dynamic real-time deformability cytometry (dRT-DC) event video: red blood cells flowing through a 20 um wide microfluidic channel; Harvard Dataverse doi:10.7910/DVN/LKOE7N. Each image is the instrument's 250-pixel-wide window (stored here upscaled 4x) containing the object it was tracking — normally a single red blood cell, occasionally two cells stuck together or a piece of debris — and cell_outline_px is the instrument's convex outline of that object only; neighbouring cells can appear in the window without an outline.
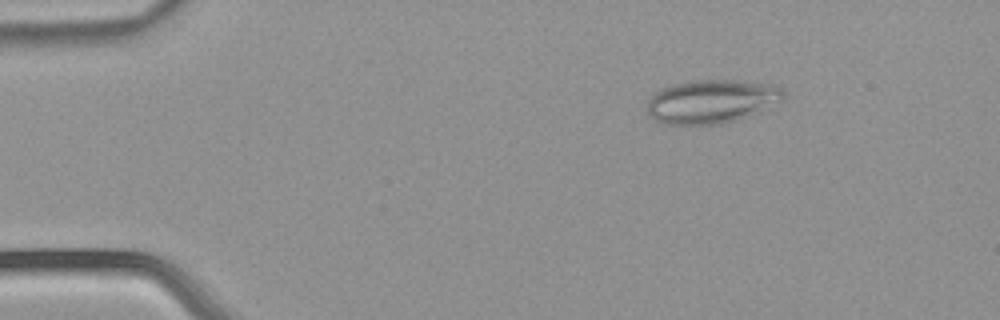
{"species": "common noctule bat (a hibernating species)", "species_latin": "Nyctalus noctula", "temperature_condition": "warm", "stored_images_in_passage": 3, "camera_frame_rate_fps": 3000, "um_per_image_px": 0.085, "animal": {"sex": "male", "body_mass_g": 21.5, "forearm_length_mm": 52.0}, "frame": {"image": 1, "passage_image": 1, "time_ms": 0.0, "image_size_px": [1000, 320], "cell_outline_px": [[784, 100], [760, 112], [720, 124], [664, 124], [656, 120], [644, 108], [648, 100], [656, 92], [672, 84], [696, 80], [740, 80], [780, 84], [784, 92]], "centroid_in_image_um": [60.54, 8.6], "position_along_channel_um": 24.5, "area_um2": 34.97}}